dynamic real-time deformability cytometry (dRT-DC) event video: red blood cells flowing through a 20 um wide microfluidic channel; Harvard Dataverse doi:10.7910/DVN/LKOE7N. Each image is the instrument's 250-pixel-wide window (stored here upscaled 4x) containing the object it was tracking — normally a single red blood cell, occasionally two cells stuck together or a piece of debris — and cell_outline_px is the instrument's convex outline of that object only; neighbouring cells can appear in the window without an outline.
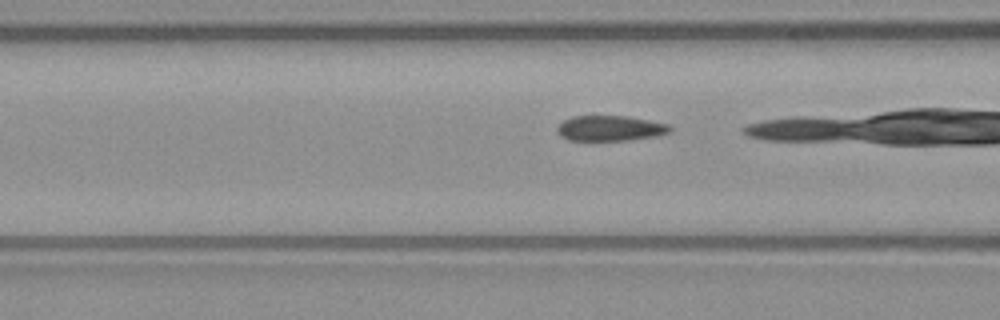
{"species": "common noctule bat (a hibernating species)", "species_latin": "Nyctalus noctula", "temperature_condition": "warm", "stored_images_in_passage": 21, "camera_frame_rate_fps": 3000, "um_per_image_px": 0.085, "animal": {"sex": "male", "body_mass_g": 23.1, "forearm_length_mm": 52.7}, "frame": {"image": 1, "passage_image": 4, "time_ms": 1.0, "image_size_px": [1000, 320], "cell_outline_px": [[672, 128], [668, 132], [656, 136], [632, 140], [568, 140], [560, 136], [556, 132], [556, 128], [564, 120], [572, 116], [628, 116], [668, 124]], "centroid_in_image_um": [51.83, 10.9], "position_along_channel_um": 114.8, "area_um2": 16.65}}
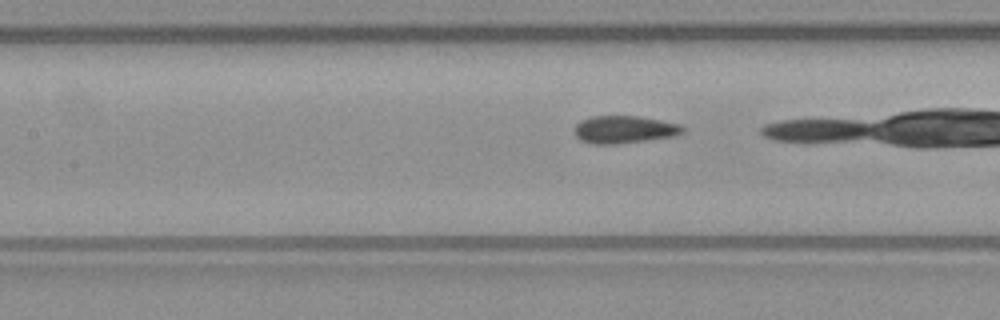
{"frame": {"image": 2, "passage_image": 7, "time_ms": 2.0, "image_size_px": [1000, 320], "cell_outline_px": [[684, 132], [676, 136], [616, 144], [592, 144], [580, 140], [572, 132], [572, 128], [580, 120], [592, 116], [640, 116], [680, 124], [684, 128]], "centroid_in_image_um": [53.02, 11.01], "position_along_channel_um": 154.4, "area_um2": 17.63}}